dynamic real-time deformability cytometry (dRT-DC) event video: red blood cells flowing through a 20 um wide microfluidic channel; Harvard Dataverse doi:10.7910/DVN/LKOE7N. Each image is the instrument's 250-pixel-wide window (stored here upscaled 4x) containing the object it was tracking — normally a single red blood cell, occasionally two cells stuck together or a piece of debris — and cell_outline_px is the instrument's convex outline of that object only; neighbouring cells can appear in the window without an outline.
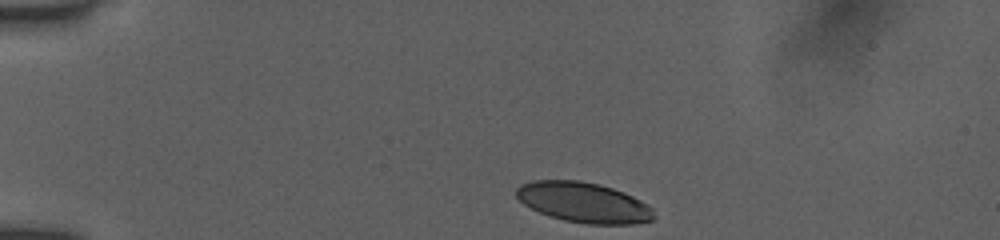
{"species": "human", "species_latin": "Homo sapiens", "temperature_condition": "room temperature", "stored_images_in_passage": 37, "camera_frame_rate_fps": 3000, "um_per_image_px": 0.085, "donor": {"sex": "female"}, "frame": {"image": 1, "passage_image": 1, "time_ms": 0.0, "image_size_px": [1000, 240], "cell_outline_px": [[656, 216], [652, 220], [632, 224], [588, 224], [564, 220], [548, 216], [524, 204], [516, 196], [516, 188], [520, 184], [532, 180], [580, 180], [600, 184], [624, 192], [648, 204], [652, 208]], "centroid_in_image_um": [49.61, 17.2], "position_along_channel_um": 35.4, "area_um2": 32.37}}
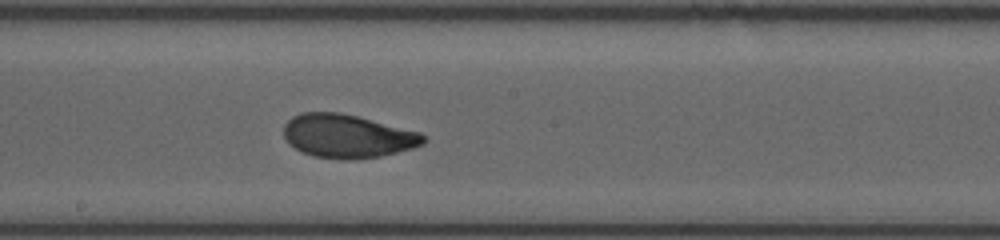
{"frame": {"image": 2, "passage_image": 20, "time_ms": 6.333, "image_size_px": [1000, 240], "cell_outline_px": [[428, 140], [424, 144], [412, 148], [380, 156], [348, 160], [344, 160], [312, 156], [300, 152], [288, 144], [284, 136], [284, 124], [292, 116], [300, 112], [340, 112], [420, 132], [428, 136]], "centroid_in_image_um": [29.51, 11.57], "position_along_channel_um": 218.7, "area_um2": 35.66}}
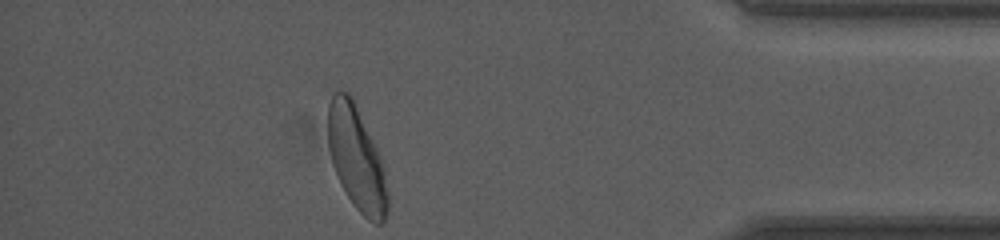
{"frame": {"image": 3, "passage_image": 37, "time_ms": 12.0, "image_size_px": [1000, 240], "cell_outline_px": [[388, 208], [384, 220], [380, 224], [376, 224], [368, 220], [352, 204], [340, 184], [332, 164], [328, 148], [328, 104], [332, 92], [348, 92], [352, 96], [380, 156], [388, 196]], "centroid_in_image_um": [30.28, 13.46], "position_along_channel_um": 404.9, "area_um2": 35.95}, "authors_computed_cell_mechanics": {"area_um2": 34.969, "velocity_mm_per_s": 3.8993, "shape_relaxation_time_tau1_ms": 4.1824, "shape_relaxation_time_tau2_ms": 0.9665, "deformation_change_tau1": 0.1637, "deformation_change_tau2": 0.0635}}